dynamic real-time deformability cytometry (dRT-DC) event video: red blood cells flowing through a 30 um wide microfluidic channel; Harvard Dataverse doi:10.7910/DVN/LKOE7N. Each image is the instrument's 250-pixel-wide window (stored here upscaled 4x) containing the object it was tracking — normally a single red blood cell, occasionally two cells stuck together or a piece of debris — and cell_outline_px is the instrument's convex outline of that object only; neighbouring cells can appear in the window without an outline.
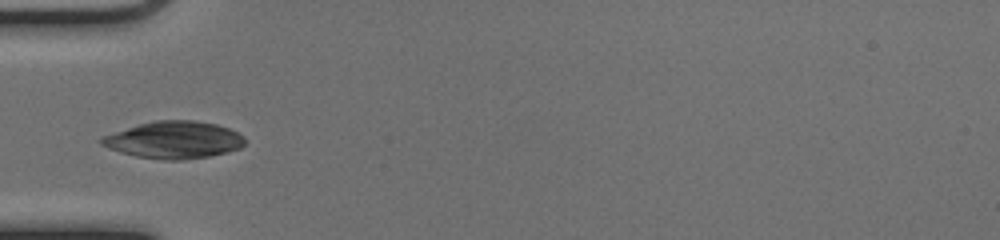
{"species": "common noctule bat (a hibernating species)", "species_latin": "Nyctalus noctula", "temperature_condition": "cold", "stored_images_in_passage": 7, "camera_frame_rate_fps": 3000, "um_per_image_px": 0.085, "animal": {"sex": "female", "body_mass_g": 17.0, "forearm_length_mm": 48.0}, "frame": {"image": 1, "passage_image": 1, "time_ms": 0.0, "image_size_px": [1000, 240], "cell_outline_px": [[244, 144], [240, 148], [228, 152], [208, 156], [184, 160], [164, 160], [136, 156], [120, 152], [108, 148], [100, 144], [100, 140], [104, 136], [140, 124], [156, 120], [192, 120], [216, 124], [228, 128], [244, 136]], "centroid_in_image_um": [14.81, 11.9], "position_along_channel_um": 70.2, "area_um2": 30.75}}
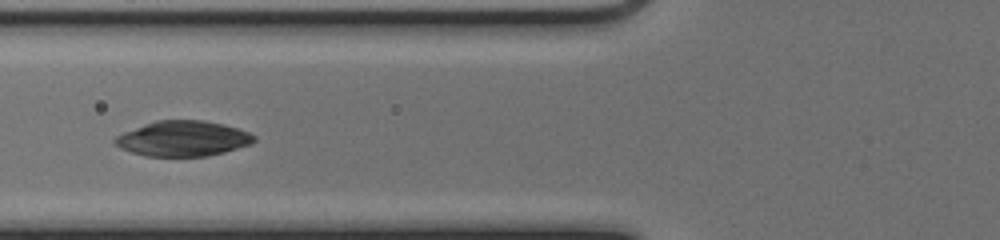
{"frame": {"image": 2, "passage_image": 4, "time_ms": 1.0, "image_size_px": [1000, 240], "cell_outline_px": [[256, 140], [252, 144], [224, 152], [208, 156], [144, 156], [120, 148], [112, 140], [116, 136], [124, 132], [144, 124], [156, 120], [204, 120], [224, 124], [248, 132], [256, 136]], "centroid_in_image_um": [15.56, 11.78], "position_along_channel_um": 110.2, "area_um2": 28.67}}
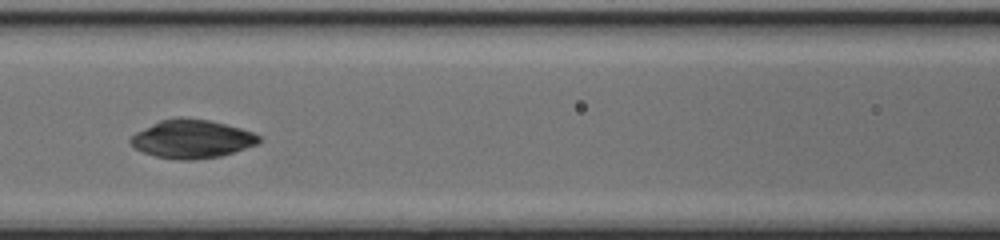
{"frame": {"image": 3, "passage_image": 7, "time_ms": 2.0, "image_size_px": [1000, 240], "cell_outline_px": [[260, 144], [220, 156], [192, 160], [180, 160], [156, 156], [144, 152], [136, 148], [128, 140], [136, 132], [160, 120], [180, 116], [208, 120], [240, 128], [252, 132], [260, 136]], "centroid_in_image_um": [16.33, 11.81], "position_along_channel_um": 150.3, "area_um2": 28.61}}